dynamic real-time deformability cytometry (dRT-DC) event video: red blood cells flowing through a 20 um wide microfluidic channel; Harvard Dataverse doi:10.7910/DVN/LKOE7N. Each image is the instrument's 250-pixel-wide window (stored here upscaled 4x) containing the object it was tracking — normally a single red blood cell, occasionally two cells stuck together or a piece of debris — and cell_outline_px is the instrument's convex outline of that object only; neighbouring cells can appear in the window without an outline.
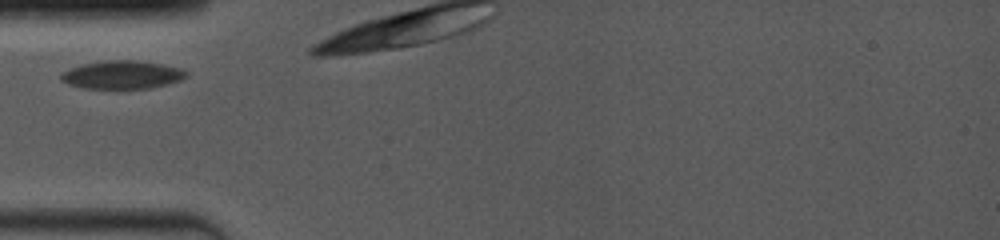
{"species": "common noctule bat (a hibernating species)", "species_latin": "Nyctalus noctula", "temperature_condition": "room temperature", "stored_images_in_passage": 3, "camera_frame_rate_fps": 4000, "um_per_image_px": 0.085, "animal": {"sex": "female", "body_mass_g": 19.0, "forearm_length_mm": 53.3}, "frame": {"image": 1, "passage_image": 1, "time_ms": 0.0, "image_size_px": [1000, 240], "cell_outline_px": [[188, 76], [180, 80], [152, 88], [84, 88], [68, 84], [60, 80], [60, 72], [80, 64], [108, 60], [136, 60], [160, 64], [180, 68], [188, 72]], "centroid_in_image_um": [10.35, 6.35], "position_along_channel_um": 74.7, "area_um2": 20.58}}